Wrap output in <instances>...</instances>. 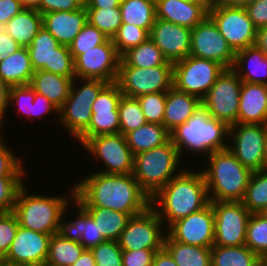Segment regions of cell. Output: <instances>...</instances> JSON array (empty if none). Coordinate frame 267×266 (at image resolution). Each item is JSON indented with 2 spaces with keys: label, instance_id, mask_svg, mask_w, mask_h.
<instances>
[{
  "label": "cell",
  "instance_id": "1",
  "mask_svg": "<svg viewBox=\"0 0 267 266\" xmlns=\"http://www.w3.org/2000/svg\"><path fill=\"white\" fill-rule=\"evenodd\" d=\"M72 187L73 198L81 207H101L127 213L130 217L150 207V196L132 174L96 172Z\"/></svg>",
  "mask_w": 267,
  "mask_h": 266
},
{
  "label": "cell",
  "instance_id": "2",
  "mask_svg": "<svg viewBox=\"0 0 267 266\" xmlns=\"http://www.w3.org/2000/svg\"><path fill=\"white\" fill-rule=\"evenodd\" d=\"M209 203L208 189L202 171L194 173L186 171L185 168L150 198L152 209L162 221L164 220L163 223L168 222L166 227L201 210Z\"/></svg>",
  "mask_w": 267,
  "mask_h": 266
},
{
  "label": "cell",
  "instance_id": "3",
  "mask_svg": "<svg viewBox=\"0 0 267 266\" xmlns=\"http://www.w3.org/2000/svg\"><path fill=\"white\" fill-rule=\"evenodd\" d=\"M208 160V169L202 173L210 201H242L253 172L228 148L211 153Z\"/></svg>",
  "mask_w": 267,
  "mask_h": 266
},
{
  "label": "cell",
  "instance_id": "4",
  "mask_svg": "<svg viewBox=\"0 0 267 266\" xmlns=\"http://www.w3.org/2000/svg\"><path fill=\"white\" fill-rule=\"evenodd\" d=\"M229 128L227 123L210 116L201 105L189 120L170 134L180 156L183 149L209 156L228 148L229 145L223 140L229 136Z\"/></svg>",
  "mask_w": 267,
  "mask_h": 266
},
{
  "label": "cell",
  "instance_id": "5",
  "mask_svg": "<svg viewBox=\"0 0 267 266\" xmlns=\"http://www.w3.org/2000/svg\"><path fill=\"white\" fill-rule=\"evenodd\" d=\"M180 157L178 149L170 139L159 147L134 155L132 175L151 198L183 171H176Z\"/></svg>",
  "mask_w": 267,
  "mask_h": 266
},
{
  "label": "cell",
  "instance_id": "6",
  "mask_svg": "<svg viewBox=\"0 0 267 266\" xmlns=\"http://www.w3.org/2000/svg\"><path fill=\"white\" fill-rule=\"evenodd\" d=\"M68 203V199L62 195H29L23 185L18 191L13 213L20 226L53 235L58 231L60 218L67 211Z\"/></svg>",
  "mask_w": 267,
  "mask_h": 266
},
{
  "label": "cell",
  "instance_id": "7",
  "mask_svg": "<svg viewBox=\"0 0 267 266\" xmlns=\"http://www.w3.org/2000/svg\"><path fill=\"white\" fill-rule=\"evenodd\" d=\"M75 80L72 81L68 98L59 109V120L77 139L89 127L93 102L108 83L99 79H79L84 84L77 88Z\"/></svg>",
  "mask_w": 267,
  "mask_h": 266
},
{
  "label": "cell",
  "instance_id": "8",
  "mask_svg": "<svg viewBox=\"0 0 267 266\" xmlns=\"http://www.w3.org/2000/svg\"><path fill=\"white\" fill-rule=\"evenodd\" d=\"M208 16L235 53L255 45L257 28L245 7L212 2Z\"/></svg>",
  "mask_w": 267,
  "mask_h": 266
},
{
  "label": "cell",
  "instance_id": "9",
  "mask_svg": "<svg viewBox=\"0 0 267 266\" xmlns=\"http://www.w3.org/2000/svg\"><path fill=\"white\" fill-rule=\"evenodd\" d=\"M116 83L127 97L167 92L173 86V65L138 68L129 66L121 58Z\"/></svg>",
  "mask_w": 267,
  "mask_h": 266
},
{
  "label": "cell",
  "instance_id": "10",
  "mask_svg": "<svg viewBox=\"0 0 267 266\" xmlns=\"http://www.w3.org/2000/svg\"><path fill=\"white\" fill-rule=\"evenodd\" d=\"M225 68L192 55L173 63V86L202 100Z\"/></svg>",
  "mask_w": 267,
  "mask_h": 266
},
{
  "label": "cell",
  "instance_id": "11",
  "mask_svg": "<svg viewBox=\"0 0 267 266\" xmlns=\"http://www.w3.org/2000/svg\"><path fill=\"white\" fill-rule=\"evenodd\" d=\"M27 49L34 71L43 70L76 78L74 58L69 46L61 45L44 27L35 35Z\"/></svg>",
  "mask_w": 267,
  "mask_h": 266
},
{
  "label": "cell",
  "instance_id": "12",
  "mask_svg": "<svg viewBox=\"0 0 267 266\" xmlns=\"http://www.w3.org/2000/svg\"><path fill=\"white\" fill-rule=\"evenodd\" d=\"M242 81L232 69H225L201 100L209 115L227 123H237Z\"/></svg>",
  "mask_w": 267,
  "mask_h": 266
},
{
  "label": "cell",
  "instance_id": "13",
  "mask_svg": "<svg viewBox=\"0 0 267 266\" xmlns=\"http://www.w3.org/2000/svg\"><path fill=\"white\" fill-rule=\"evenodd\" d=\"M214 211V245L242 246L251 213L242 201H210Z\"/></svg>",
  "mask_w": 267,
  "mask_h": 266
},
{
  "label": "cell",
  "instance_id": "14",
  "mask_svg": "<svg viewBox=\"0 0 267 266\" xmlns=\"http://www.w3.org/2000/svg\"><path fill=\"white\" fill-rule=\"evenodd\" d=\"M82 146L92 157L101 159L107 170L98 172L105 174H132L134 154L127 145L124 135L102 134L88 138Z\"/></svg>",
  "mask_w": 267,
  "mask_h": 266
},
{
  "label": "cell",
  "instance_id": "15",
  "mask_svg": "<svg viewBox=\"0 0 267 266\" xmlns=\"http://www.w3.org/2000/svg\"><path fill=\"white\" fill-rule=\"evenodd\" d=\"M266 134L267 125L235 123L229 128L228 137L233 139V145L228 149L252 172L263 170Z\"/></svg>",
  "mask_w": 267,
  "mask_h": 266
},
{
  "label": "cell",
  "instance_id": "16",
  "mask_svg": "<svg viewBox=\"0 0 267 266\" xmlns=\"http://www.w3.org/2000/svg\"><path fill=\"white\" fill-rule=\"evenodd\" d=\"M163 221L150 206L145 212L131 217L118 240L122 250L149 249L158 252L164 248L166 235L161 231Z\"/></svg>",
  "mask_w": 267,
  "mask_h": 266
},
{
  "label": "cell",
  "instance_id": "17",
  "mask_svg": "<svg viewBox=\"0 0 267 266\" xmlns=\"http://www.w3.org/2000/svg\"><path fill=\"white\" fill-rule=\"evenodd\" d=\"M190 55L216 61L225 69H230L234 65L236 53L214 21L207 16L192 29Z\"/></svg>",
  "mask_w": 267,
  "mask_h": 266
},
{
  "label": "cell",
  "instance_id": "18",
  "mask_svg": "<svg viewBox=\"0 0 267 266\" xmlns=\"http://www.w3.org/2000/svg\"><path fill=\"white\" fill-rule=\"evenodd\" d=\"M123 93L116 82L108 83L92 105L89 127L77 138L83 144L88 138L120 133L118 104Z\"/></svg>",
  "mask_w": 267,
  "mask_h": 266
},
{
  "label": "cell",
  "instance_id": "19",
  "mask_svg": "<svg viewBox=\"0 0 267 266\" xmlns=\"http://www.w3.org/2000/svg\"><path fill=\"white\" fill-rule=\"evenodd\" d=\"M120 59L113 40L108 38L103 44L85 51L74 60L76 79L116 82Z\"/></svg>",
  "mask_w": 267,
  "mask_h": 266
},
{
  "label": "cell",
  "instance_id": "20",
  "mask_svg": "<svg viewBox=\"0 0 267 266\" xmlns=\"http://www.w3.org/2000/svg\"><path fill=\"white\" fill-rule=\"evenodd\" d=\"M165 240L211 248L214 245V211L211 202L201 210L172 223Z\"/></svg>",
  "mask_w": 267,
  "mask_h": 266
},
{
  "label": "cell",
  "instance_id": "21",
  "mask_svg": "<svg viewBox=\"0 0 267 266\" xmlns=\"http://www.w3.org/2000/svg\"><path fill=\"white\" fill-rule=\"evenodd\" d=\"M51 234L35 232L19 225L1 262L11 266H40L46 262Z\"/></svg>",
  "mask_w": 267,
  "mask_h": 266
},
{
  "label": "cell",
  "instance_id": "22",
  "mask_svg": "<svg viewBox=\"0 0 267 266\" xmlns=\"http://www.w3.org/2000/svg\"><path fill=\"white\" fill-rule=\"evenodd\" d=\"M192 29L155 19L149 37L163 56L174 63L190 55Z\"/></svg>",
  "mask_w": 267,
  "mask_h": 266
},
{
  "label": "cell",
  "instance_id": "23",
  "mask_svg": "<svg viewBox=\"0 0 267 266\" xmlns=\"http://www.w3.org/2000/svg\"><path fill=\"white\" fill-rule=\"evenodd\" d=\"M211 2L155 0L156 18L193 29L207 16Z\"/></svg>",
  "mask_w": 267,
  "mask_h": 266
},
{
  "label": "cell",
  "instance_id": "24",
  "mask_svg": "<svg viewBox=\"0 0 267 266\" xmlns=\"http://www.w3.org/2000/svg\"><path fill=\"white\" fill-rule=\"evenodd\" d=\"M85 6L72 11H54L42 14V27L61 45L69 46L87 23Z\"/></svg>",
  "mask_w": 267,
  "mask_h": 266
},
{
  "label": "cell",
  "instance_id": "25",
  "mask_svg": "<svg viewBox=\"0 0 267 266\" xmlns=\"http://www.w3.org/2000/svg\"><path fill=\"white\" fill-rule=\"evenodd\" d=\"M237 123L267 125V85L242 82Z\"/></svg>",
  "mask_w": 267,
  "mask_h": 266
},
{
  "label": "cell",
  "instance_id": "26",
  "mask_svg": "<svg viewBox=\"0 0 267 266\" xmlns=\"http://www.w3.org/2000/svg\"><path fill=\"white\" fill-rule=\"evenodd\" d=\"M74 204L78 209L76 220L66 222L62 216L59 221L57 234L68 240L79 242L85 249L90 250L106 239L99 232L93 218L75 201Z\"/></svg>",
  "mask_w": 267,
  "mask_h": 266
},
{
  "label": "cell",
  "instance_id": "27",
  "mask_svg": "<svg viewBox=\"0 0 267 266\" xmlns=\"http://www.w3.org/2000/svg\"><path fill=\"white\" fill-rule=\"evenodd\" d=\"M201 105V100L197 96L179 91L172 86L166 92L163 126L171 133L189 120Z\"/></svg>",
  "mask_w": 267,
  "mask_h": 266
},
{
  "label": "cell",
  "instance_id": "28",
  "mask_svg": "<svg viewBox=\"0 0 267 266\" xmlns=\"http://www.w3.org/2000/svg\"><path fill=\"white\" fill-rule=\"evenodd\" d=\"M232 69L242 82L267 85V56L255 45L236 52Z\"/></svg>",
  "mask_w": 267,
  "mask_h": 266
},
{
  "label": "cell",
  "instance_id": "29",
  "mask_svg": "<svg viewBox=\"0 0 267 266\" xmlns=\"http://www.w3.org/2000/svg\"><path fill=\"white\" fill-rule=\"evenodd\" d=\"M73 79L43 70H36L29 85L36 93L45 96L60 109L69 96Z\"/></svg>",
  "mask_w": 267,
  "mask_h": 266
},
{
  "label": "cell",
  "instance_id": "30",
  "mask_svg": "<svg viewBox=\"0 0 267 266\" xmlns=\"http://www.w3.org/2000/svg\"><path fill=\"white\" fill-rule=\"evenodd\" d=\"M34 70L27 47H21L0 61V78L9 87L29 85Z\"/></svg>",
  "mask_w": 267,
  "mask_h": 266
},
{
  "label": "cell",
  "instance_id": "31",
  "mask_svg": "<svg viewBox=\"0 0 267 266\" xmlns=\"http://www.w3.org/2000/svg\"><path fill=\"white\" fill-rule=\"evenodd\" d=\"M127 145L134 155L167 143L170 132L161 124L149 123L125 135Z\"/></svg>",
  "mask_w": 267,
  "mask_h": 266
},
{
  "label": "cell",
  "instance_id": "32",
  "mask_svg": "<svg viewBox=\"0 0 267 266\" xmlns=\"http://www.w3.org/2000/svg\"><path fill=\"white\" fill-rule=\"evenodd\" d=\"M7 33L21 46L28 47L42 28V14L33 9H23L6 24Z\"/></svg>",
  "mask_w": 267,
  "mask_h": 266
},
{
  "label": "cell",
  "instance_id": "33",
  "mask_svg": "<svg viewBox=\"0 0 267 266\" xmlns=\"http://www.w3.org/2000/svg\"><path fill=\"white\" fill-rule=\"evenodd\" d=\"M95 221L99 232L106 240L118 241L128 220L127 213L101 207H82Z\"/></svg>",
  "mask_w": 267,
  "mask_h": 266
},
{
  "label": "cell",
  "instance_id": "34",
  "mask_svg": "<svg viewBox=\"0 0 267 266\" xmlns=\"http://www.w3.org/2000/svg\"><path fill=\"white\" fill-rule=\"evenodd\" d=\"M212 266H263L262 261L246 245L211 247Z\"/></svg>",
  "mask_w": 267,
  "mask_h": 266
},
{
  "label": "cell",
  "instance_id": "35",
  "mask_svg": "<svg viewBox=\"0 0 267 266\" xmlns=\"http://www.w3.org/2000/svg\"><path fill=\"white\" fill-rule=\"evenodd\" d=\"M122 23L134 24L149 34L156 19L155 0H122Z\"/></svg>",
  "mask_w": 267,
  "mask_h": 266
},
{
  "label": "cell",
  "instance_id": "36",
  "mask_svg": "<svg viewBox=\"0 0 267 266\" xmlns=\"http://www.w3.org/2000/svg\"><path fill=\"white\" fill-rule=\"evenodd\" d=\"M164 248L177 266H212L211 248L193 246L175 240H164Z\"/></svg>",
  "mask_w": 267,
  "mask_h": 266
},
{
  "label": "cell",
  "instance_id": "37",
  "mask_svg": "<svg viewBox=\"0 0 267 266\" xmlns=\"http://www.w3.org/2000/svg\"><path fill=\"white\" fill-rule=\"evenodd\" d=\"M84 250L81 243L68 240L55 233L49 242L46 262L54 266H72Z\"/></svg>",
  "mask_w": 267,
  "mask_h": 266
},
{
  "label": "cell",
  "instance_id": "38",
  "mask_svg": "<svg viewBox=\"0 0 267 266\" xmlns=\"http://www.w3.org/2000/svg\"><path fill=\"white\" fill-rule=\"evenodd\" d=\"M129 66L150 68L159 65H173L149 37L145 42L130 49L121 57Z\"/></svg>",
  "mask_w": 267,
  "mask_h": 266
},
{
  "label": "cell",
  "instance_id": "39",
  "mask_svg": "<svg viewBox=\"0 0 267 266\" xmlns=\"http://www.w3.org/2000/svg\"><path fill=\"white\" fill-rule=\"evenodd\" d=\"M242 204L251 214L260 213L267 205V170L252 173Z\"/></svg>",
  "mask_w": 267,
  "mask_h": 266
},
{
  "label": "cell",
  "instance_id": "40",
  "mask_svg": "<svg viewBox=\"0 0 267 266\" xmlns=\"http://www.w3.org/2000/svg\"><path fill=\"white\" fill-rule=\"evenodd\" d=\"M245 245L262 261L267 259V218L259 213L249 217Z\"/></svg>",
  "mask_w": 267,
  "mask_h": 266
},
{
  "label": "cell",
  "instance_id": "41",
  "mask_svg": "<svg viewBox=\"0 0 267 266\" xmlns=\"http://www.w3.org/2000/svg\"><path fill=\"white\" fill-rule=\"evenodd\" d=\"M87 21L98 28L109 39H112L123 24L120 7L86 8Z\"/></svg>",
  "mask_w": 267,
  "mask_h": 266
},
{
  "label": "cell",
  "instance_id": "42",
  "mask_svg": "<svg viewBox=\"0 0 267 266\" xmlns=\"http://www.w3.org/2000/svg\"><path fill=\"white\" fill-rule=\"evenodd\" d=\"M118 112L120 133L124 136L147 123L137 98L122 95L118 104Z\"/></svg>",
  "mask_w": 267,
  "mask_h": 266
},
{
  "label": "cell",
  "instance_id": "43",
  "mask_svg": "<svg viewBox=\"0 0 267 266\" xmlns=\"http://www.w3.org/2000/svg\"><path fill=\"white\" fill-rule=\"evenodd\" d=\"M149 38V33L136 25L123 23L112 38L116 51L122 57L130 49L145 42Z\"/></svg>",
  "mask_w": 267,
  "mask_h": 266
},
{
  "label": "cell",
  "instance_id": "44",
  "mask_svg": "<svg viewBox=\"0 0 267 266\" xmlns=\"http://www.w3.org/2000/svg\"><path fill=\"white\" fill-rule=\"evenodd\" d=\"M107 39L98 28L87 22L69 45V49L75 60L80 54L103 44Z\"/></svg>",
  "mask_w": 267,
  "mask_h": 266
},
{
  "label": "cell",
  "instance_id": "45",
  "mask_svg": "<svg viewBox=\"0 0 267 266\" xmlns=\"http://www.w3.org/2000/svg\"><path fill=\"white\" fill-rule=\"evenodd\" d=\"M146 122L163 125L166 92L144 94L137 97Z\"/></svg>",
  "mask_w": 267,
  "mask_h": 266
},
{
  "label": "cell",
  "instance_id": "46",
  "mask_svg": "<svg viewBox=\"0 0 267 266\" xmlns=\"http://www.w3.org/2000/svg\"><path fill=\"white\" fill-rule=\"evenodd\" d=\"M90 250L94 256L95 266H123V250L118 241L105 240Z\"/></svg>",
  "mask_w": 267,
  "mask_h": 266
},
{
  "label": "cell",
  "instance_id": "47",
  "mask_svg": "<svg viewBox=\"0 0 267 266\" xmlns=\"http://www.w3.org/2000/svg\"><path fill=\"white\" fill-rule=\"evenodd\" d=\"M22 177H0V213L13 212Z\"/></svg>",
  "mask_w": 267,
  "mask_h": 266
},
{
  "label": "cell",
  "instance_id": "48",
  "mask_svg": "<svg viewBox=\"0 0 267 266\" xmlns=\"http://www.w3.org/2000/svg\"><path fill=\"white\" fill-rule=\"evenodd\" d=\"M18 227V219L13 212L0 213V260L9 251Z\"/></svg>",
  "mask_w": 267,
  "mask_h": 266
},
{
  "label": "cell",
  "instance_id": "49",
  "mask_svg": "<svg viewBox=\"0 0 267 266\" xmlns=\"http://www.w3.org/2000/svg\"><path fill=\"white\" fill-rule=\"evenodd\" d=\"M3 142L0 137V177H23L26 172L22 159L16 157Z\"/></svg>",
  "mask_w": 267,
  "mask_h": 266
},
{
  "label": "cell",
  "instance_id": "50",
  "mask_svg": "<svg viewBox=\"0 0 267 266\" xmlns=\"http://www.w3.org/2000/svg\"><path fill=\"white\" fill-rule=\"evenodd\" d=\"M34 99L35 91L30 85L12 86L9 89V103L16 102L17 109L28 118H33Z\"/></svg>",
  "mask_w": 267,
  "mask_h": 266
},
{
  "label": "cell",
  "instance_id": "51",
  "mask_svg": "<svg viewBox=\"0 0 267 266\" xmlns=\"http://www.w3.org/2000/svg\"><path fill=\"white\" fill-rule=\"evenodd\" d=\"M154 250H123L122 264L123 266H152L153 258L155 255Z\"/></svg>",
  "mask_w": 267,
  "mask_h": 266
},
{
  "label": "cell",
  "instance_id": "52",
  "mask_svg": "<svg viewBox=\"0 0 267 266\" xmlns=\"http://www.w3.org/2000/svg\"><path fill=\"white\" fill-rule=\"evenodd\" d=\"M84 0H41L39 12L45 14L54 11H72L84 6Z\"/></svg>",
  "mask_w": 267,
  "mask_h": 266
},
{
  "label": "cell",
  "instance_id": "53",
  "mask_svg": "<svg viewBox=\"0 0 267 266\" xmlns=\"http://www.w3.org/2000/svg\"><path fill=\"white\" fill-rule=\"evenodd\" d=\"M245 9L257 29L267 26V0H259L246 5Z\"/></svg>",
  "mask_w": 267,
  "mask_h": 266
},
{
  "label": "cell",
  "instance_id": "54",
  "mask_svg": "<svg viewBox=\"0 0 267 266\" xmlns=\"http://www.w3.org/2000/svg\"><path fill=\"white\" fill-rule=\"evenodd\" d=\"M21 46L7 33L6 24L0 23V61L16 52Z\"/></svg>",
  "mask_w": 267,
  "mask_h": 266
},
{
  "label": "cell",
  "instance_id": "55",
  "mask_svg": "<svg viewBox=\"0 0 267 266\" xmlns=\"http://www.w3.org/2000/svg\"><path fill=\"white\" fill-rule=\"evenodd\" d=\"M23 9L19 0H0V23L7 24L10 19Z\"/></svg>",
  "mask_w": 267,
  "mask_h": 266
},
{
  "label": "cell",
  "instance_id": "56",
  "mask_svg": "<svg viewBox=\"0 0 267 266\" xmlns=\"http://www.w3.org/2000/svg\"><path fill=\"white\" fill-rule=\"evenodd\" d=\"M51 111H54L59 115V108L56 105L45 96L35 92V99L33 101V118L37 116H45V114H48V112L50 113Z\"/></svg>",
  "mask_w": 267,
  "mask_h": 266
},
{
  "label": "cell",
  "instance_id": "57",
  "mask_svg": "<svg viewBox=\"0 0 267 266\" xmlns=\"http://www.w3.org/2000/svg\"><path fill=\"white\" fill-rule=\"evenodd\" d=\"M152 266H177L171 254L163 248L155 253Z\"/></svg>",
  "mask_w": 267,
  "mask_h": 266
},
{
  "label": "cell",
  "instance_id": "58",
  "mask_svg": "<svg viewBox=\"0 0 267 266\" xmlns=\"http://www.w3.org/2000/svg\"><path fill=\"white\" fill-rule=\"evenodd\" d=\"M122 0H84L85 8H116Z\"/></svg>",
  "mask_w": 267,
  "mask_h": 266
},
{
  "label": "cell",
  "instance_id": "59",
  "mask_svg": "<svg viewBox=\"0 0 267 266\" xmlns=\"http://www.w3.org/2000/svg\"><path fill=\"white\" fill-rule=\"evenodd\" d=\"M255 46L267 56V26L257 29Z\"/></svg>",
  "mask_w": 267,
  "mask_h": 266
},
{
  "label": "cell",
  "instance_id": "60",
  "mask_svg": "<svg viewBox=\"0 0 267 266\" xmlns=\"http://www.w3.org/2000/svg\"><path fill=\"white\" fill-rule=\"evenodd\" d=\"M72 266H95V260L91 250L85 249Z\"/></svg>",
  "mask_w": 267,
  "mask_h": 266
},
{
  "label": "cell",
  "instance_id": "61",
  "mask_svg": "<svg viewBox=\"0 0 267 266\" xmlns=\"http://www.w3.org/2000/svg\"><path fill=\"white\" fill-rule=\"evenodd\" d=\"M10 87L0 78V108L5 112L9 105Z\"/></svg>",
  "mask_w": 267,
  "mask_h": 266
},
{
  "label": "cell",
  "instance_id": "62",
  "mask_svg": "<svg viewBox=\"0 0 267 266\" xmlns=\"http://www.w3.org/2000/svg\"><path fill=\"white\" fill-rule=\"evenodd\" d=\"M259 0H218L217 3L221 4H231V5H237V6H243L249 5L251 3L257 2Z\"/></svg>",
  "mask_w": 267,
  "mask_h": 266
},
{
  "label": "cell",
  "instance_id": "63",
  "mask_svg": "<svg viewBox=\"0 0 267 266\" xmlns=\"http://www.w3.org/2000/svg\"><path fill=\"white\" fill-rule=\"evenodd\" d=\"M24 9H33L39 11L41 0H19Z\"/></svg>",
  "mask_w": 267,
  "mask_h": 266
},
{
  "label": "cell",
  "instance_id": "64",
  "mask_svg": "<svg viewBox=\"0 0 267 266\" xmlns=\"http://www.w3.org/2000/svg\"><path fill=\"white\" fill-rule=\"evenodd\" d=\"M264 170H267V134H266V142L264 150Z\"/></svg>",
  "mask_w": 267,
  "mask_h": 266
},
{
  "label": "cell",
  "instance_id": "65",
  "mask_svg": "<svg viewBox=\"0 0 267 266\" xmlns=\"http://www.w3.org/2000/svg\"><path fill=\"white\" fill-rule=\"evenodd\" d=\"M4 115H6V113L0 108V130H2L1 128H3L2 124H3V121H4ZM1 137V135H0Z\"/></svg>",
  "mask_w": 267,
  "mask_h": 266
},
{
  "label": "cell",
  "instance_id": "66",
  "mask_svg": "<svg viewBox=\"0 0 267 266\" xmlns=\"http://www.w3.org/2000/svg\"><path fill=\"white\" fill-rule=\"evenodd\" d=\"M263 217L267 218V205L260 211V213Z\"/></svg>",
  "mask_w": 267,
  "mask_h": 266
},
{
  "label": "cell",
  "instance_id": "67",
  "mask_svg": "<svg viewBox=\"0 0 267 266\" xmlns=\"http://www.w3.org/2000/svg\"><path fill=\"white\" fill-rule=\"evenodd\" d=\"M188 2H210L209 0H184Z\"/></svg>",
  "mask_w": 267,
  "mask_h": 266
},
{
  "label": "cell",
  "instance_id": "68",
  "mask_svg": "<svg viewBox=\"0 0 267 266\" xmlns=\"http://www.w3.org/2000/svg\"><path fill=\"white\" fill-rule=\"evenodd\" d=\"M40 266H54V265H51V264H49V263H47V262H44L42 265H40Z\"/></svg>",
  "mask_w": 267,
  "mask_h": 266
},
{
  "label": "cell",
  "instance_id": "69",
  "mask_svg": "<svg viewBox=\"0 0 267 266\" xmlns=\"http://www.w3.org/2000/svg\"><path fill=\"white\" fill-rule=\"evenodd\" d=\"M0 266H11V265H7V264H5L3 262H0Z\"/></svg>",
  "mask_w": 267,
  "mask_h": 266
},
{
  "label": "cell",
  "instance_id": "70",
  "mask_svg": "<svg viewBox=\"0 0 267 266\" xmlns=\"http://www.w3.org/2000/svg\"><path fill=\"white\" fill-rule=\"evenodd\" d=\"M263 266H267V259L264 261V265Z\"/></svg>",
  "mask_w": 267,
  "mask_h": 266
},
{
  "label": "cell",
  "instance_id": "71",
  "mask_svg": "<svg viewBox=\"0 0 267 266\" xmlns=\"http://www.w3.org/2000/svg\"><path fill=\"white\" fill-rule=\"evenodd\" d=\"M209 1L212 3V2H217L218 0H209Z\"/></svg>",
  "mask_w": 267,
  "mask_h": 266
}]
</instances>
